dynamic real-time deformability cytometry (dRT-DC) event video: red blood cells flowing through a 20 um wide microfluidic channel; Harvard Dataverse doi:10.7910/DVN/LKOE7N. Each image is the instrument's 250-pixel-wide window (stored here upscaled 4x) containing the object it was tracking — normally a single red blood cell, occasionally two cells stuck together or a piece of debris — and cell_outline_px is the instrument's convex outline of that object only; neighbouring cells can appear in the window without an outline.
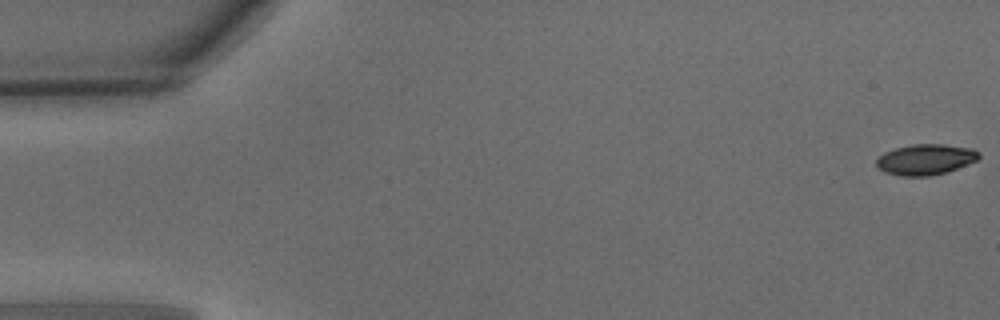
{"species": "common noctule bat (a hibernating species)", "species_latin": "Nyctalus noctula", "temperature_condition": "warm", "stored_images_in_passage": 50, "camera_frame_rate_fps": 3000, "um_per_image_px": 0.085, "animal": {"sex": "male", "body_mass_g": 15.6}, "frame": {"image": 1, "passage_image": 1, "time_ms": 0.0, "image_size_px": [1000, 320], "cell_outline_px": [[980, 156], [976, 160], [968, 164], [944, 172], [928, 176], [900, 176], [884, 172], [876, 164], [876, 160], [884, 152], [896, 148], [912, 144], [944, 144], [972, 148], [980, 152]], "centroid_in_image_um": [78.67, 13.54], "position_along_channel_um": 6.3, "area_um2": 18.21}}
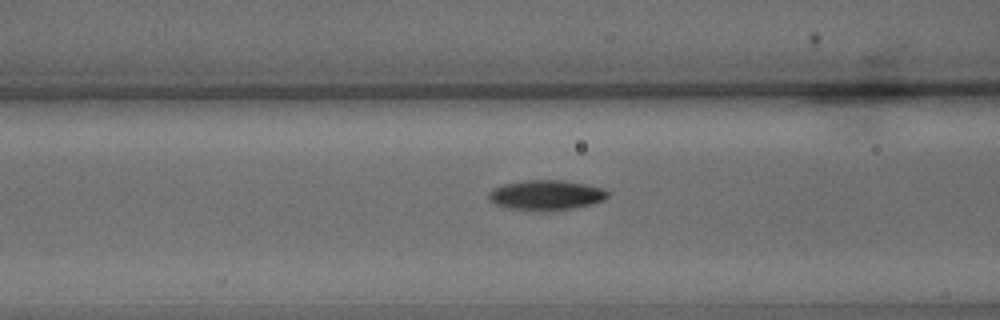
{"frame": {"image": 2, "passage_image": 20, "time_ms": 6.333, "image_size_px": [1000, 320], "cell_outline_px": [[608, 196], [604, 200], [572, 208], [508, 208], [496, 204], [488, 200], [488, 192], [492, 188], [504, 184], [524, 180], [564, 180], [604, 188], [608, 192]], "centroid_in_image_um": [46.4, 16.53], "position_along_channel_um": 120.2, "area_um2": 20.0}}
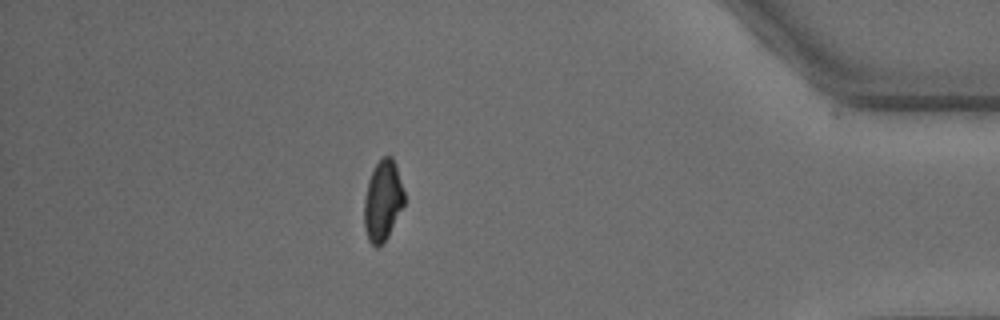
{"frame": {"image": 3, "passage_image": 44, "time_ms": 14.333, "image_size_px": [1000, 320], "cell_outline_px": [[404, 204], [388, 236], [376, 248], [368, 240], [364, 228], [364, 200], [368, 180], [376, 164], [384, 156], [392, 156], [396, 164], [404, 192]], "centroid_in_image_um": [32.53, 17.05], "position_along_channel_um": 402.7, "area_um2": 18.67}, "authors_computed_cell_mechanics": {"area_um2": 19.2763, "velocity_mm_per_s": 4.0675, "shape_relaxation_time_tau1_ms": 2.7142, "shape_relaxation_time_tau2_ms": null, "deformation_change_tau1": 0.1364, "deformation_change_tau2": null}}